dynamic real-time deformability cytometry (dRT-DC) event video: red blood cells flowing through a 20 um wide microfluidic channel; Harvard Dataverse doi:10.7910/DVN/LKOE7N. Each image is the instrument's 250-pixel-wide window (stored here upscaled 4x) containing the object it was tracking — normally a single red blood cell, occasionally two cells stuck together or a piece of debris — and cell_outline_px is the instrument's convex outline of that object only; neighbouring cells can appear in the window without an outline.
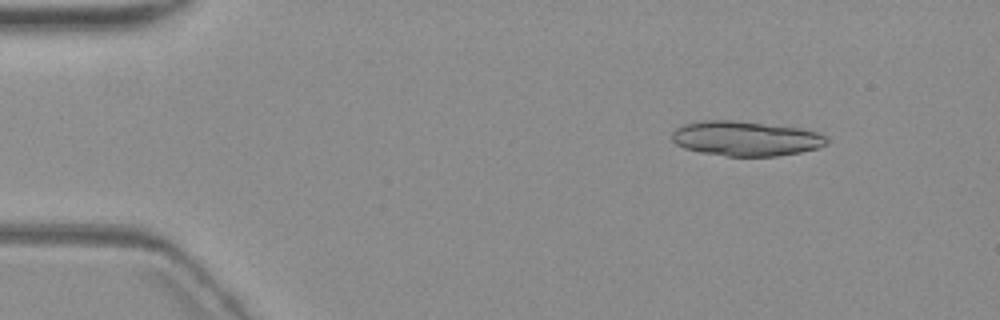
{"species": "common noctule bat (a hibernating species)", "species_latin": "Nyctalus noctula", "temperature_condition": "warm", "stored_images_in_passage": 5, "camera_frame_rate_fps": 3000, "um_per_image_px": 0.085, "animal": {"sex": "female", "body_mass_g": 19.3, "forearm_length_mm": 54.1}, "frame": {"image": 1, "passage_image": 2, "time_ms": 1.0, "image_size_px": [1000, 320], "cell_outline_px": [[828, 144], [816, 148], [800, 152], [776, 156], [728, 156], [700, 152], [684, 148], [676, 144], [672, 140], [672, 132], [676, 128], [684, 124], [700, 120], [732, 120], [800, 128], [816, 132], [824, 136], [828, 140]], "centroid_in_image_um": [63.35, 11.77], "position_along_channel_um": 21.6, "area_um2": 31.27}}